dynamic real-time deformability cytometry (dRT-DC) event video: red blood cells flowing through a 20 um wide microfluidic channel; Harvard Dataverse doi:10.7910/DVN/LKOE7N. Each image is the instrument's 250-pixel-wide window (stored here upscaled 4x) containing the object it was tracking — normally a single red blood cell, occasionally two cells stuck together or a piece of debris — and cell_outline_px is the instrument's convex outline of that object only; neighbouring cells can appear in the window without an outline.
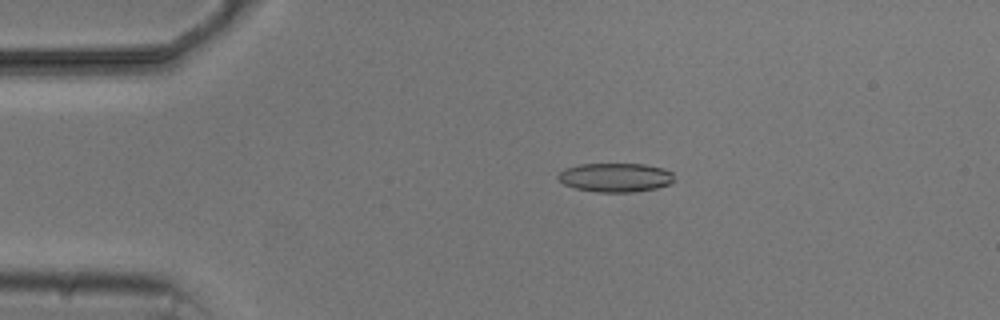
{"species": "common noctule bat (a hibernating species)", "species_latin": "Nyctalus noctula", "temperature_condition": "cold", "stored_images_in_passage": 4, "camera_frame_rate_fps": 3000, "um_per_image_px": 0.085, "animal": {"sex": "male", "body_mass_g": 20.5, "forearm_length_mm": 52.5}, "frame": {"image": 1, "passage_image": 2, "time_ms": 1.333, "image_size_px": [1000, 320], "cell_outline_px": [[676, 180], [668, 184], [656, 188], [632, 192], [596, 192], [576, 188], [564, 184], [556, 176], [564, 168], [580, 164], [644, 164], [664, 168], [672, 172]], "centroid_in_image_um": [52.32, 15.08], "position_along_channel_um": 32.7, "area_um2": 19.65}}
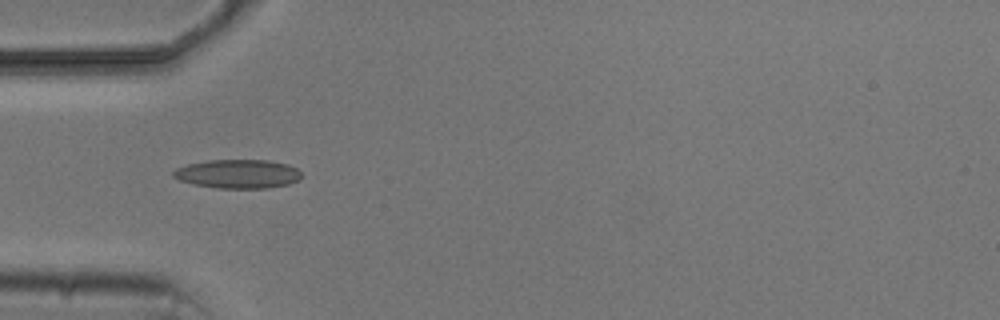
{"frame": {"image": 2, "passage_image": 4, "time_ms": 3.333, "image_size_px": [1000, 320], "cell_outline_px": [[304, 176], [300, 180], [288, 184], [268, 188], [216, 188], [192, 184], [180, 180], [172, 176], [172, 172], [176, 168], [188, 164], [208, 160], [268, 160], [288, 164], [296, 168]], "centroid_in_image_um": [20.24, 14.78], "position_along_channel_um": 64.8, "area_um2": 21.73}}